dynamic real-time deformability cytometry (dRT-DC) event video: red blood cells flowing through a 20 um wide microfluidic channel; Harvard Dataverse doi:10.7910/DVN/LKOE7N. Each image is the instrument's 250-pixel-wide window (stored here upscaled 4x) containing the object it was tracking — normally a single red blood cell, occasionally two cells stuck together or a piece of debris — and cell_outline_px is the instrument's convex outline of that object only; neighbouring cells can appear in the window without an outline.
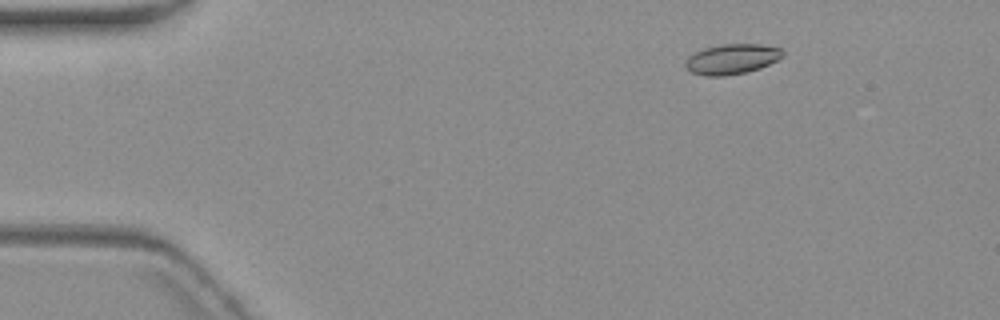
{"species": "common noctule bat (a hibernating species)", "species_latin": "Nyctalus noctula", "temperature_condition": "warm", "stored_images_in_passage": 8, "camera_frame_rate_fps": 3000, "um_per_image_px": 0.085, "animal": {"sex": "female", "body_mass_g": 19.3, "forearm_length_mm": 54.1}, "frame": {"image": 1, "passage_image": 2, "time_ms": 1.0, "image_size_px": [1000, 320], "cell_outline_px": [[784, 56], [760, 68], [748, 72], [724, 76], [704, 76], [692, 72], [684, 64], [688, 56], [704, 48], [720, 44], [760, 44], [780, 48], [784, 52]], "centroid_in_image_um": [62.21, 5.02], "position_along_channel_um": 22.8, "area_um2": 17.11}}
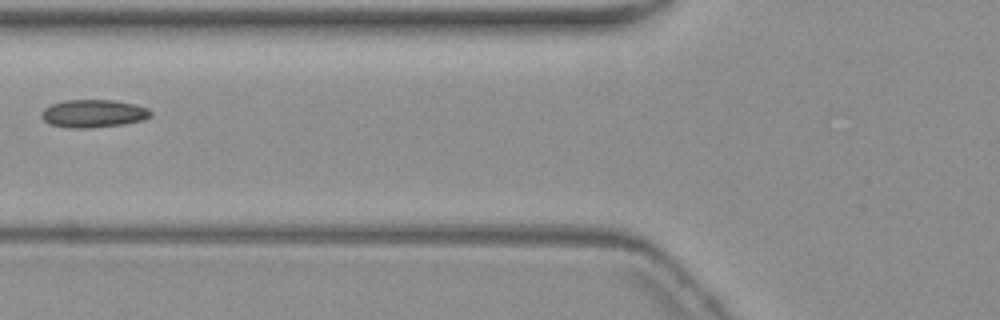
{"frame": {"image": 2, "passage_image": 6, "time_ms": 6.0, "image_size_px": [1000, 320], "cell_outline_px": [[152, 116], [144, 120], [124, 124], [88, 128], [68, 128], [48, 124], [40, 116], [40, 112], [44, 108], [52, 104], [64, 100], [112, 100], [136, 104], [148, 108], [152, 112]], "centroid_in_image_um": [7.93, 9.65], "position_along_channel_um": 117.9, "area_um2": 17.98}}
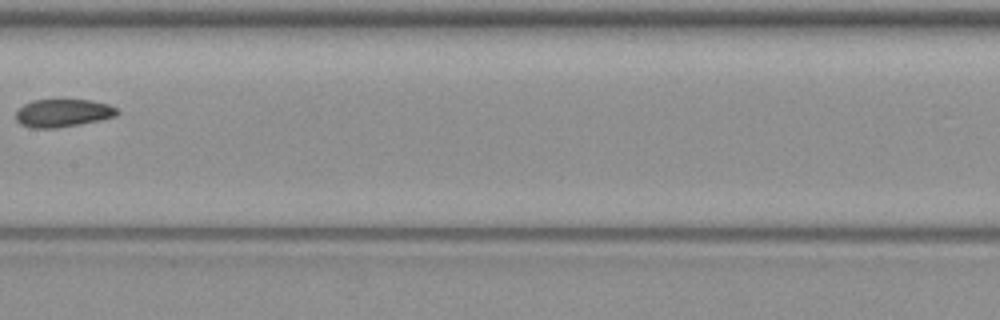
{"frame": {"image": 3, "passage_image": 8, "time_ms": 8.333, "image_size_px": [1000, 320], "cell_outline_px": [[120, 112], [116, 116], [56, 128], [32, 128], [20, 124], [16, 120], [16, 112], [24, 104], [32, 100], [92, 100], [108, 104], [116, 108]], "centroid_in_image_um": [5.32, 9.6], "position_along_channel_um": 202.1, "area_um2": 16.24}}